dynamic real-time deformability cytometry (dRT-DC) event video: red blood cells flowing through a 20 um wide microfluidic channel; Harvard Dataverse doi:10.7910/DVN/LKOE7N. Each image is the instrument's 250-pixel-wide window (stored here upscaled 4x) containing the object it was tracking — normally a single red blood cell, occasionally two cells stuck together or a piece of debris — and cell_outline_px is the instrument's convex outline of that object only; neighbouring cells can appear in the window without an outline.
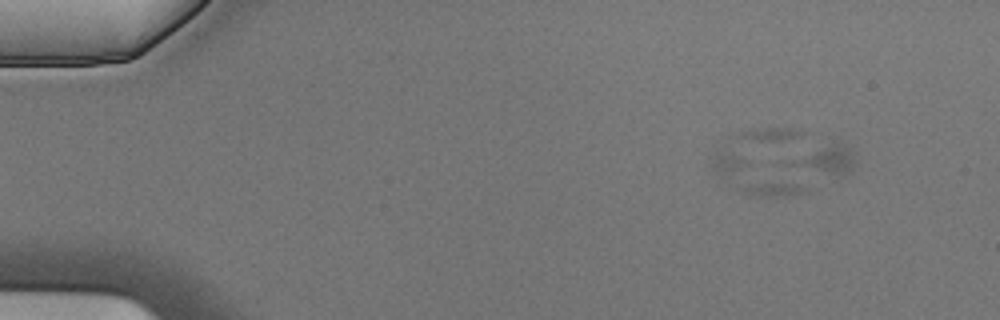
{"species": "Egyptian fruit bat (a non-hibernating species)", "species_latin": "Rousettus aegyptiacus", "temperature_condition": "cold", "stored_images_in_passage": 5, "camera_frame_rate_fps": 3000, "um_per_image_px": 0.085, "animal": {"sex": "male"}, "frame": {"image": 1, "passage_image": 2, "time_ms": 0.333, "image_size_px": [1000, 320], "cell_outline_px": [[856, 160], [852, 168], [844, 176], [808, 192], [788, 196], [752, 196], [740, 192], [736, 188], [772, 164], [832, 144], [844, 144], [856, 152]], "centroid_in_image_um": [68.16, 14.66], "position_along_channel_um": 16.8, "area_um2": 26.01}}